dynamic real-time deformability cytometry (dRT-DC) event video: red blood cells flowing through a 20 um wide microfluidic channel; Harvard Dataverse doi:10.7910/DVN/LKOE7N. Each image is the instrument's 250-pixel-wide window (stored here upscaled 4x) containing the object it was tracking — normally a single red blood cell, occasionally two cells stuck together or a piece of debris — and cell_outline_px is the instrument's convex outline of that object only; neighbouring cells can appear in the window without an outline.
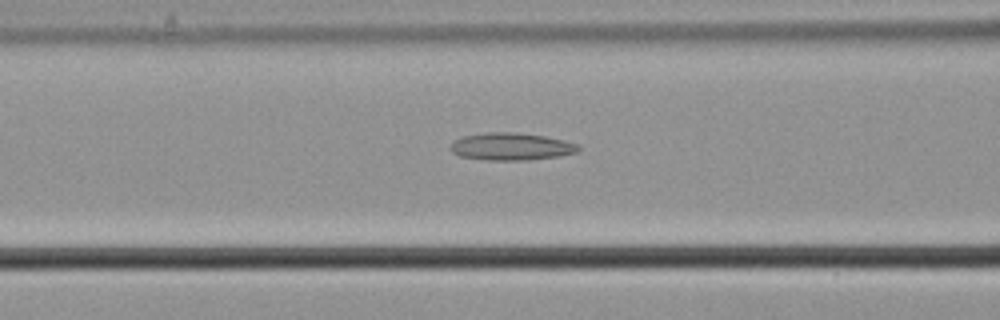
{"species": "common noctule bat (a hibernating species)", "species_latin": "Nyctalus noctula", "temperature_condition": "cold", "stored_images_in_passage": 40, "camera_frame_rate_fps": 3000, "um_per_image_px": 0.085, "animal": {"sex": "male", "body_mass_g": 21.5, "forearm_length_mm": 52.0}, "frame": {"image": 1, "passage_image": 7, "time_ms": 2.0, "image_size_px": [1000, 320], "cell_outline_px": [[580, 148], [576, 152], [560, 156], [528, 160], [484, 160], [460, 156], [452, 152], [448, 148], [456, 140], [464, 136], [488, 132], [516, 132], [544, 136], [564, 140], [580, 144]], "centroid_in_image_um": [43.47, 12.46], "position_along_channel_um": 123.1, "area_um2": 20.46}}
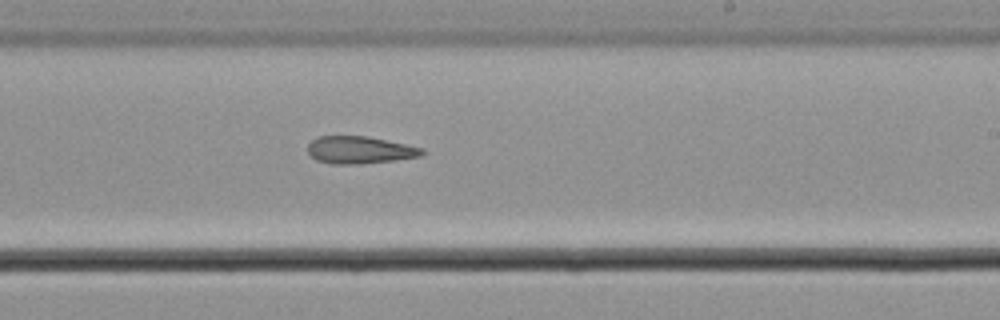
{"frame": {"image": 2, "passage_image": 18, "time_ms": 5.667, "image_size_px": [1000, 320], "cell_outline_px": [[424, 152], [420, 156], [396, 160], [356, 164], [332, 164], [316, 160], [308, 152], [308, 144], [316, 136], [368, 136], [424, 148]], "centroid_in_image_um": [30.56, 12.74], "position_along_channel_um": 258.4, "area_um2": 18.21}}
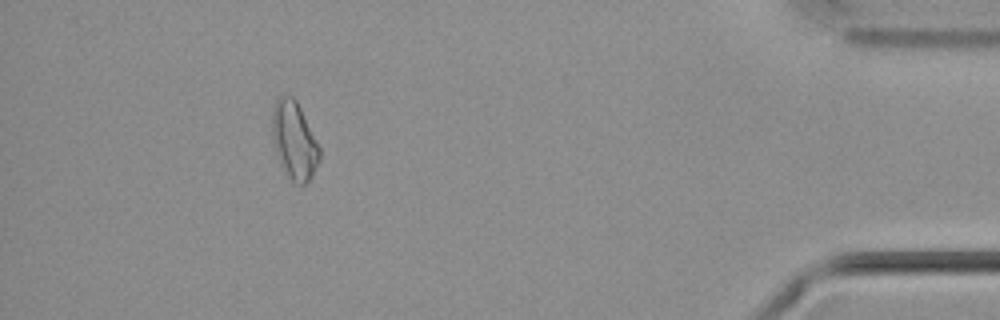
{"frame": {"image": 3, "passage_image": 35, "time_ms": 11.333, "image_size_px": [1000, 320], "cell_outline_px": [[320, 160], [312, 176], [300, 188], [288, 176], [280, 164], [272, 140], [272, 108], [276, 100], [280, 96], [292, 96], [296, 100], [320, 148]], "centroid_in_image_um": [25.0, 11.97], "position_along_channel_um": 410.2, "area_um2": 21.39}}